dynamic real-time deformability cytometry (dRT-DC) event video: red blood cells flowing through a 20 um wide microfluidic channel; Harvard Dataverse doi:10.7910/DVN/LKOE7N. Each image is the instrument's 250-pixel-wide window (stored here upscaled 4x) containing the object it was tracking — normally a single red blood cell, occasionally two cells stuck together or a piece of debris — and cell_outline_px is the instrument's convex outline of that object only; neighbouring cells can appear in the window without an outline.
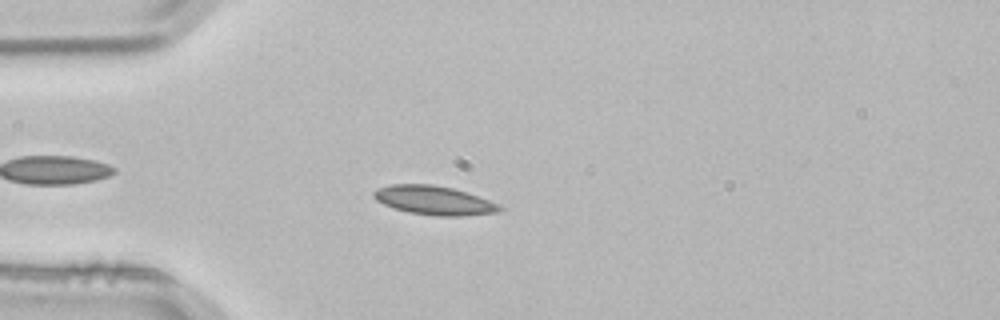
{"species": "common noctule bat (a hibernating species)", "species_latin": "Nyctalus noctula", "temperature_condition": "room temperature", "stored_images_in_passage": 2, "camera_frame_rate_fps": 3000, "um_per_image_px": 0.085, "animal": {"sex": "male", "body_mass_g": 21.5, "forearm_length_mm": 52.0}, "frame": {"image": 1, "passage_image": 2, "time_ms": 0.333, "image_size_px": [1000, 320], "cell_outline_px": [[504, 208], [496, 212], [464, 216], [436, 216], [408, 212], [384, 204], [376, 200], [372, 196], [372, 192], [376, 188], [392, 184], [432, 184], [452, 188], [468, 192], [500, 204]], "centroid_in_image_um": [36.89, 17.02], "position_along_channel_um": 48.1, "area_um2": 21.33}}